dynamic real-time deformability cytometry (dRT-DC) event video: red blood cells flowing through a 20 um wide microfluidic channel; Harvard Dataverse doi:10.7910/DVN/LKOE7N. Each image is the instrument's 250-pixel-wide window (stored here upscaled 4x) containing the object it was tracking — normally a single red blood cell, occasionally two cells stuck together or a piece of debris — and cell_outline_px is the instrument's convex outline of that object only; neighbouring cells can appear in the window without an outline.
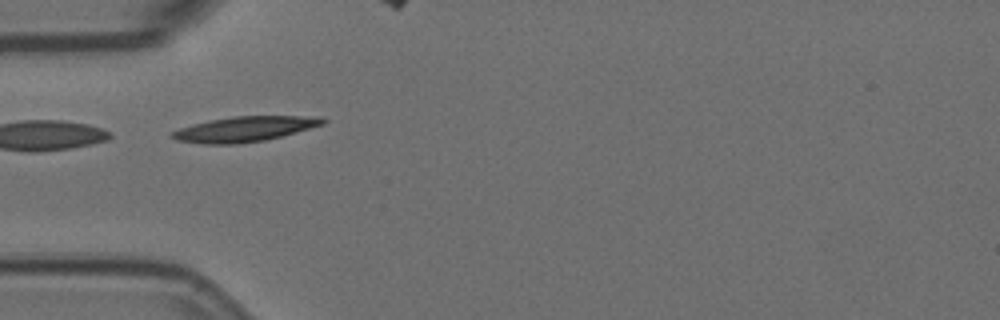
{"species": "Egyptian fruit bat (a non-hibernating species)", "species_latin": "Rousettus aegyptiacus", "temperature_condition": "room temperature", "stored_images_in_passage": 6, "camera_frame_rate_fps": 3000, "um_per_image_px": 0.085, "animal": {"sex": "female"}, "frame": {"image": 1, "passage_image": 5, "time_ms": 1.333, "image_size_px": [1000, 320], "cell_outline_px": [[328, 120], [324, 124], [296, 132], [264, 140], [236, 144], [204, 144], [176, 140], [168, 136], [172, 132], [180, 128], [192, 124], [208, 120], [232, 116], [320, 116]], "centroid_in_image_um": [20.77, 10.96], "position_along_channel_um": 64.2, "area_um2": 22.14}}